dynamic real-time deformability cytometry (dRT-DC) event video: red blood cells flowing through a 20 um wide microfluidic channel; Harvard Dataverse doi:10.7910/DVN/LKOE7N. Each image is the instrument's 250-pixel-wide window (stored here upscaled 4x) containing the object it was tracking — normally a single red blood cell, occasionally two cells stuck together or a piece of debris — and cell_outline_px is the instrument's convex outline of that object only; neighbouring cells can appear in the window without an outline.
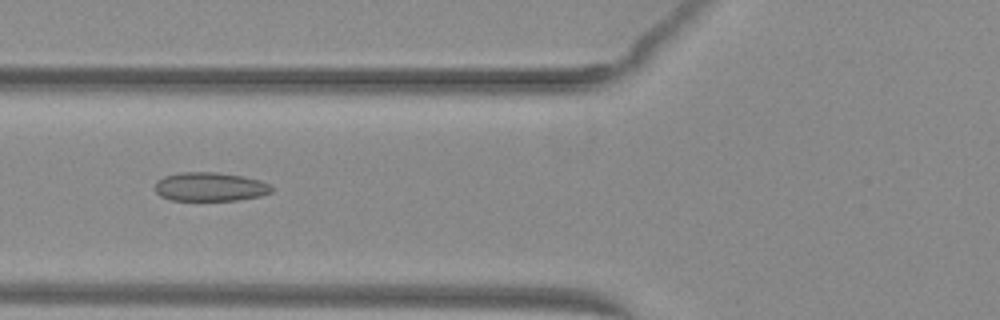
{"species": "common noctule bat (a hibernating species)", "species_latin": "Nyctalus noctula", "temperature_condition": "warm", "stored_images_in_passage": 52, "camera_frame_rate_fps": 3000, "um_per_image_px": 0.085, "animal": {"sex": "female", "body_mass_g": 29.2, "forearm_length_mm": 56.3}, "frame": {"image": 1, "passage_image": 21, "time_ms": 6.667, "image_size_px": [1000, 320], "cell_outline_px": [[276, 188], [272, 192], [260, 196], [240, 200], [172, 200], [160, 196], [156, 192], [156, 180], [164, 176], [180, 172], [216, 172], [240, 176], [260, 180], [272, 184]], "centroid_in_image_um": [17.9, 15.87], "position_along_channel_um": 107.9, "area_um2": 19.77}}
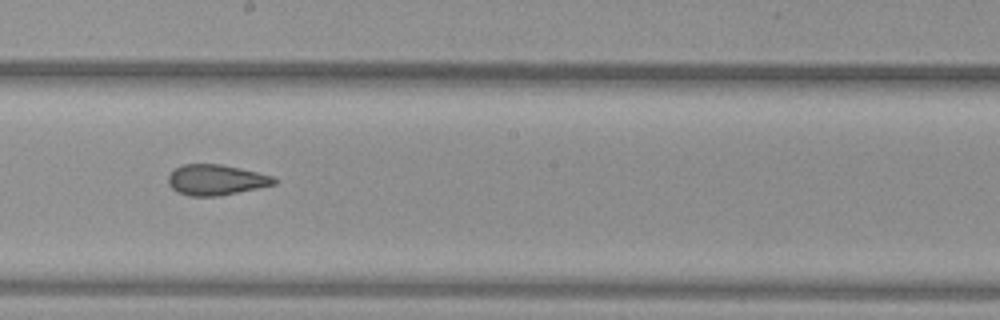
{"frame": {"image": 2, "passage_image": 30, "time_ms": 9.667, "image_size_px": [1000, 320], "cell_outline_px": [[276, 184], [220, 196], [188, 196], [176, 192], [168, 184], [168, 176], [176, 168], [184, 164], [220, 164], [240, 168], [272, 176], [276, 180]], "centroid_in_image_um": [18.33, 15.3], "position_along_channel_um": 229.9, "area_um2": 18.79}}
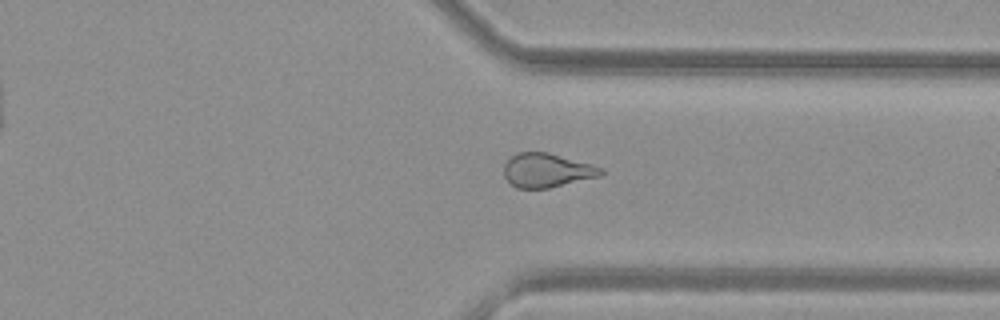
{"frame": {"image": 3, "passage_image": 40, "time_ms": 13.0, "image_size_px": [1000, 320], "cell_outline_px": [[604, 172], [600, 176], [548, 188], [516, 188], [504, 176], [504, 164], [516, 152], [548, 152], [592, 164], [604, 168]], "centroid_in_image_um": [46.49, 14.47], "position_along_channel_um": 364.9, "area_um2": 19.19}, "authors_computed_cell_mechanics": {"area_um2": 21.097, "velocity_mm_per_s": 4.0542, "shape_relaxation_time_tau1_ms": null, "shape_relaxation_time_tau2_ms": 1.8844, "deformation_change_tau1": null, "deformation_change_tau2": 0.0919}}